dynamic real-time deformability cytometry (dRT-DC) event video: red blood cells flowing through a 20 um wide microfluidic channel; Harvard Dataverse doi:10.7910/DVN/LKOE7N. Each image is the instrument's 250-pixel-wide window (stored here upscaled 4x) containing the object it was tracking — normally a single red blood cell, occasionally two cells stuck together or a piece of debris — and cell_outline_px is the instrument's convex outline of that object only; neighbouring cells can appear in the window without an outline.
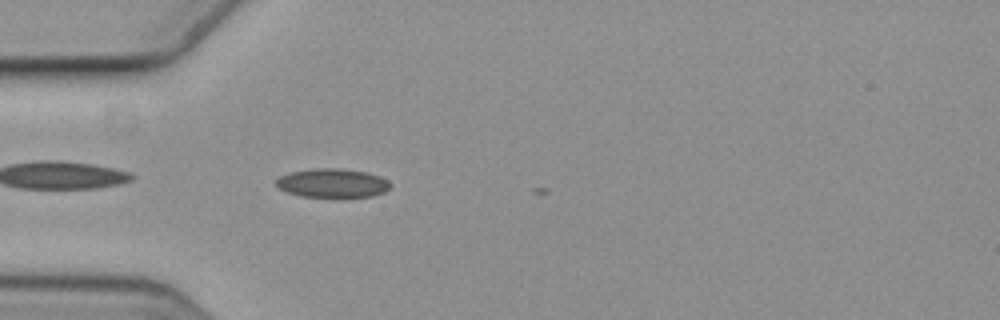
{"species": "common noctule bat (a hibernating species)", "species_latin": "Nyctalus noctula", "temperature_condition": "cold", "stored_images_in_passage": 4, "camera_frame_rate_fps": 3000, "um_per_image_px": 0.085, "animal": {"sex": "female", "body_mass_g": 19.3, "forearm_length_mm": 54.1}, "frame": {"image": 1, "passage_image": 3, "time_ms": 0.667, "image_size_px": [1000, 320], "cell_outline_px": [[392, 184], [384, 192], [372, 196], [344, 200], [332, 200], [300, 196], [288, 192], [280, 188], [276, 184], [276, 180], [280, 176], [292, 172], [316, 168], [340, 168], [368, 172], [380, 176], [388, 180]], "centroid_in_image_um": [28.31, 15.62], "position_along_channel_um": 56.7, "area_um2": 20.17}}